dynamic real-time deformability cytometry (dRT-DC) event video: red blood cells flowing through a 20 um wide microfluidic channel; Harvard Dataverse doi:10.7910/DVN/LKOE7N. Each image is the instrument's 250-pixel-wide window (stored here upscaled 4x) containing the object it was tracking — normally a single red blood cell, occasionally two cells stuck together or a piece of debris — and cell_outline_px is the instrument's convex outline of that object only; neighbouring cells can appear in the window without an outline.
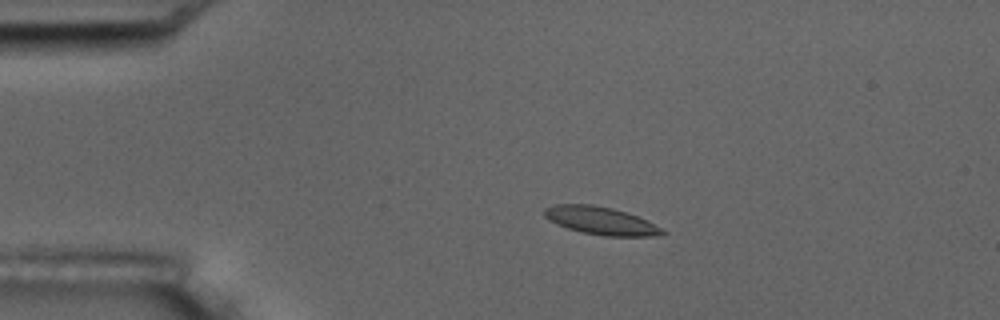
{"species": "common noctule bat (a hibernating species)", "species_latin": "Nyctalus noctula", "temperature_condition": "room temperature", "stored_images_in_passage": 10, "camera_frame_rate_fps": 3000, "um_per_image_px": 0.085, "animal": {"sex": "male", "body_mass_g": 17.5, "forearm_length_mm": 52.3}, "frame": {"image": 1, "passage_image": 4, "time_ms": 3.667, "image_size_px": [1000, 320], "cell_outline_px": [[668, 232], [660, 236], [604, 236], [580, 232], [556, 224], [548, 220], [544, 216], [544, 208], [556, 204], [592, 204], [612, 208], [648, 220]], "centroid_in_image_um": [51.07, 18.77], "position_along_channel_um": 33.9, "area_um2": 19.25}}
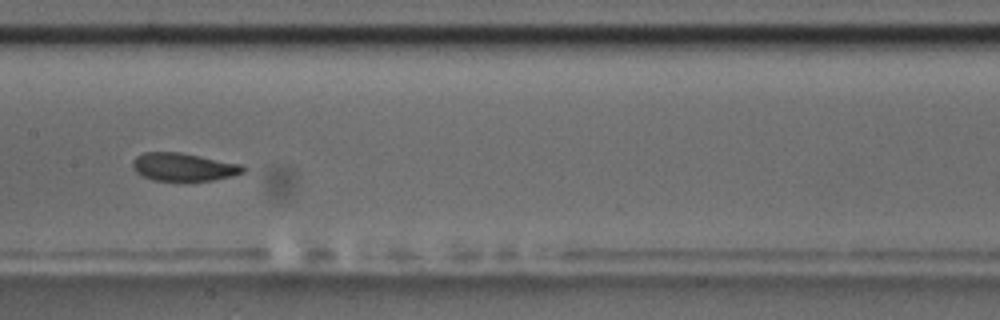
{"frame": {"image": 2, "passage_image": 9, "time_ms": 9.333, "image_size_px": [1000, 320], "cell_outline_px": [[248, 168], [244, 172], [232, 176], [212, 180], [152, 180], [136, 172], [132, 168], [132, 160], [136, 156], [144, 152], [180, 152], [240, 164]], "centroid_in_image_um": [15.58, 14.18], "position_along_channel_um": 191.8, "area_um2": 17.92}}